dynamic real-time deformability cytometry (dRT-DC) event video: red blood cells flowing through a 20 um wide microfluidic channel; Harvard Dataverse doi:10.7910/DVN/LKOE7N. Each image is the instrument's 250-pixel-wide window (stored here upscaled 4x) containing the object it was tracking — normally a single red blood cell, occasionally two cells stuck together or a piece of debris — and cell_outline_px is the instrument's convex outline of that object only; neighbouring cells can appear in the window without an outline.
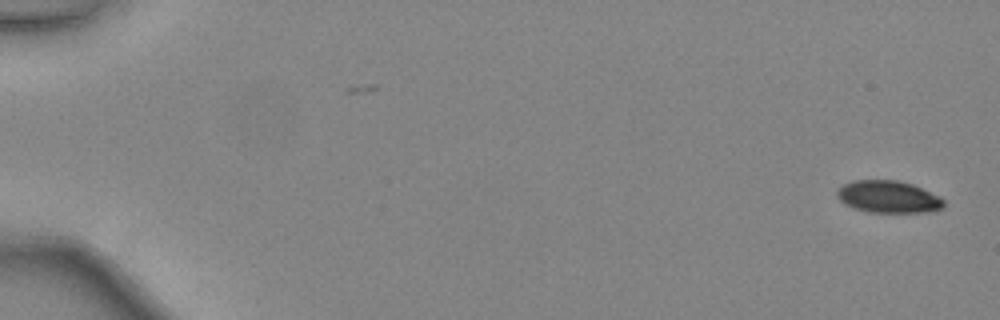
{"species": "common noctule bat (a hibernating species)", "species_latin": "Nyctalus noctula", "temperature_condition": "warm", "stored_images_in_passage": 47, "camera_frame_rate_fps": 3000, "um_per_image_px": 0.085, "animal": {"sex": "female", "body_mass_g": 24.6, "forearm_length_mm": 56.2}, "frame": {"image": 1, "passage_image": 1, "time_ms": 0.0, "image_size_px": [1000, 320], "cell_outline_px": [[944, 208], [936, 212], [868, 212], [844, 204], [836, 196], [836, 192], [844, 184], [852, 180], [896, 180], [912, 184], [940, 196], [944, 200]], "centroid_in_image_um": [75.54, 16.73], "position_along_channel_um": 9.5, "area_um2": 20.11}}
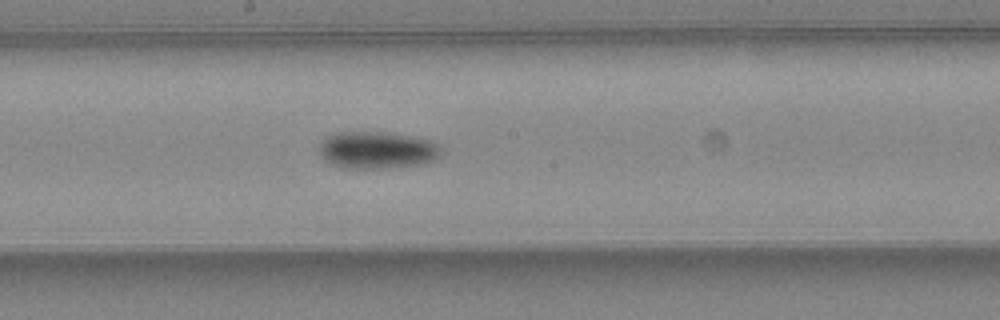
{"frame": {"image": 2, "passage_image": 27, "time_ms": 8.667, "image_size_px": [1000, 320], "cell_outline_px": [[440, 156], [424, 164], [388, 168], [344, 168], [332, 164], [324, 160], [320, 156], [320, 144], [328, 136], [340, 132], [376, 132], [412, 136], [428, 140], [436, 144], [440, 148]], "centroid_in_image_um": [32.04, 12.77], "position_along_channel_um": 216.2, "area_um2": 26.13}}
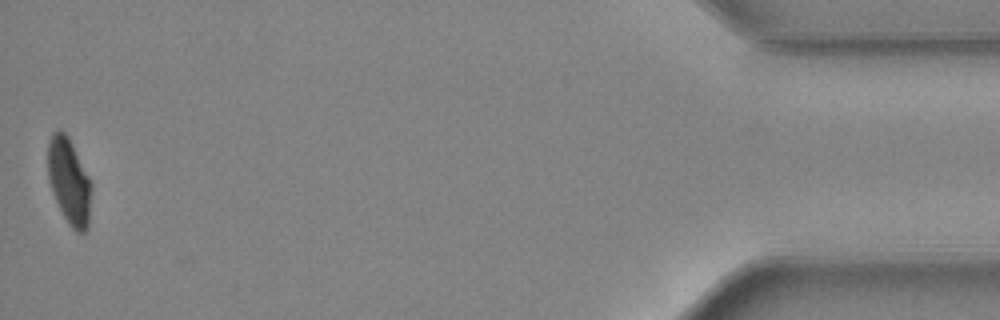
{"frame": {"image": 3, "passage_image": 47, "time_ms": 15.333, "image_size_px": [1000, 320], "cell_outline_px": [[92, 188], [88, 228], [84, 232], [76, 232], [72, 228], [64, 216], [52, 192], [48, 180], [48, 144], [52, 132], [64, 132], [68, 136], [92, 184]], "centroid_in_image_um": [5.88, 15.44], "position_along_channel_um": 429.3, "area_um2": 21.56}, "authors_computed_cell_mechanics": {"area_um2": 22.7732, "velocity_mm_per_s": 4.4555, "shape_relaxation_time_tau1_ms": 2.5054, "shape_relaxation_time_tau2_ms": 10.6867, "deformation_change_tau1": 0.1099, "deformation_change_tau2": 0.1547}}